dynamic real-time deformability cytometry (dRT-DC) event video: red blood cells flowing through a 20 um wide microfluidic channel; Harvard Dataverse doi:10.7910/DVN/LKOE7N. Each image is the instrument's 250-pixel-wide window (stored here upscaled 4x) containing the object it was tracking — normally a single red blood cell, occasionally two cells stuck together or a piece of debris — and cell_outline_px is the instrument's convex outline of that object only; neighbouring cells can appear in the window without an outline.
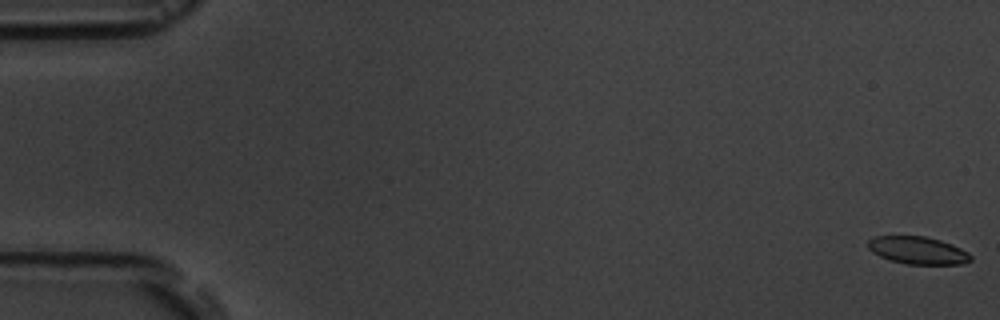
{"species": "common noctule bat (a hibernating species)", "species_latin": "Nyctalus noctula", "temperature_condition": "room temperature", "stored_images_in_passage": 5, "camera_frame_rate_fps": 3000, "um_per_image_px": 0.085, "animal": {"sex": "male", "body_mass_g": 19.5, "forearm_length_mm": 54.6}, "frame": {"image": 1, "passage_image": 1, "time_ms": 0.0, "image_size_px": [1000, 320], "cell_outline_px": [[972, 260], [964, 264], [908, 264], [888, 260], [872, 252], [868, 248], [868, 240], [872, 236], [924, 236], [940, 240], [952, 244], [968, 252], [972, 256]], "centroid_in_image_um": [78.01, 21.28], "position_along_channel_um": 7.0, "area_um2": 16.59}}
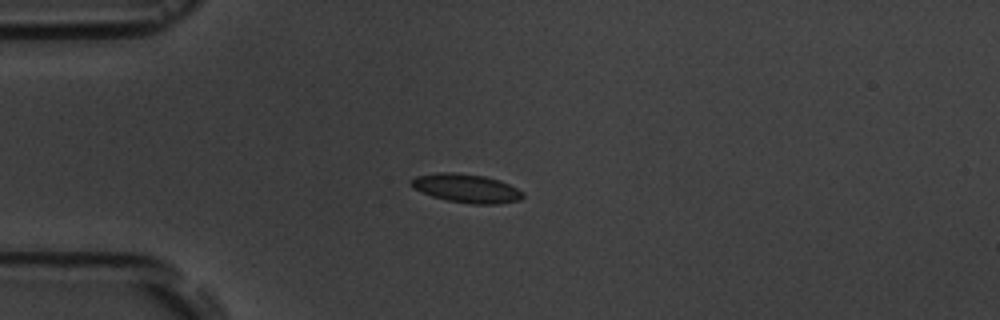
{"frame": {"image": 2, "passage_image": 5, "time_ms": 4.667, "image_size_px": [1000, 320], "cell_outline_px": [[524, 196], [520, 200], [496, 204], [472, 204], [448, 200], [432, 196], [420, 192], [412, 188], [408, 184], [408, 180], [416, 176], [436, 172], [456, 172], [484, 176], [500, 180], [524, 192]], "centroid_in_image_um": [39.59, 15.99], "position_along_channel_um": 45.4, "area_um2": 18.9}}